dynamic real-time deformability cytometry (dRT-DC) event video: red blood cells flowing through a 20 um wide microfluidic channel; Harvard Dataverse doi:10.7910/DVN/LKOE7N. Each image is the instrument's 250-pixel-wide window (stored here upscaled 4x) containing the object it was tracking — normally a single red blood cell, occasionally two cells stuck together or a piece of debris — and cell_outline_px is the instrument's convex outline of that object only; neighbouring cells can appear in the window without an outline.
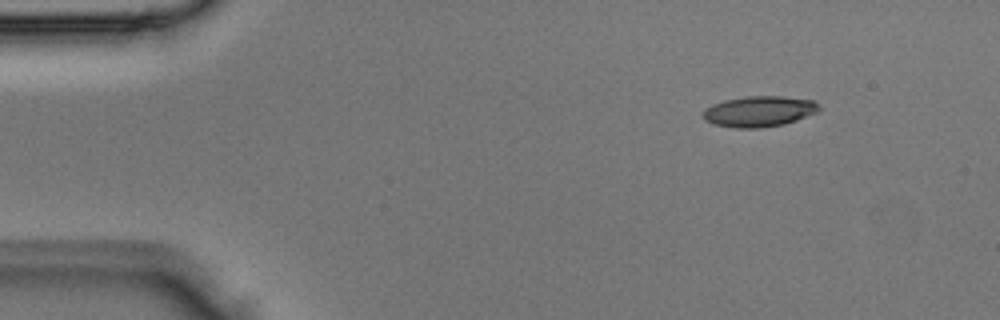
{"species": "Egyptian fruit bat (a non-hibernating species)", "species_latin": "Rousettus aegyptiacus", "temperature_condition": "room temperature", "stored_images_in_passage": 4, "camera_frame_rate_fps": 3000, "um_per_image_px": 0.085, "animal": {"sex": "male"}, "frame": {"image": 1, "passage_image": 4, "time_ms": 1.0, "image_size_px": [1000, 320], "cell_outline_px": [[820, 108], [816, 112], [796, 120], [784, 124], [760, 128], [736, 128], [712, 124], [704, 120], [704, 108], [712, 104], [724, 100], [744, 96], [784, 96], [812, 100], [820, 104]], "centroid_in_image_um": [64.5, 9.46], "position_along_channel_um": 20.5, "area_um2": 20.87}}